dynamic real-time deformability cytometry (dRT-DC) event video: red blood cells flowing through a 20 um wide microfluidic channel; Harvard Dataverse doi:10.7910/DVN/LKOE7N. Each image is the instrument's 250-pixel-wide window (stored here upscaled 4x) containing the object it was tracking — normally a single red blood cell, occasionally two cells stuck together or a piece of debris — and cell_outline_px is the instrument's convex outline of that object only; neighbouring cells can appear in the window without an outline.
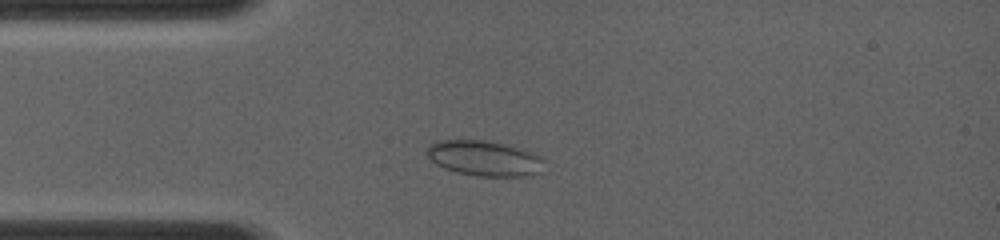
{"species": "common noctule bat (a hibernating species)", "species_latin": "Nyctalus noctula", "temperature_condition": "room temperature", "stored_images_in_passage": 27, "camera_frame_rate_fps": 4000, "um_per_image_px": 0.085, "animal": {"sex": "female", "body_mass_g": 19.0, "forearm_length_mm": 56.7}, "frame": {"image": 1, "passage_image": 5, "time_ms": 1.75, "image_size_px": [1000, 240], "cell_outline_px": [[544, 160], [540, 172], [528, 176], [476, 176], [456, 172], [444, 168], [436, 164], [428, 156], [424, 148], [428, 144], [436, 140], [488, 140], [512, 144], [532, 152], [540, 156]], "centroid_in_image_um": [41.15, 13.43], "position_along_channel_um": 43.8, "area_um2": 24.62}}
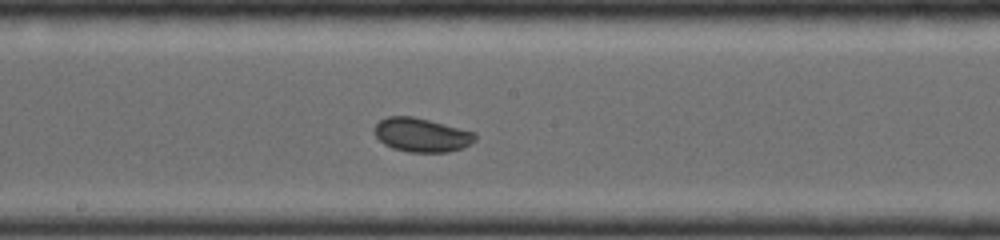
{"frame": {"image": 2, "passage_image": 15, "time_ms": 5.75, "image_size_px": [1000, 240], "cell_outline_px": [[476, 140], [464, 148], [448, 152], [408, 152], [392, 148], [384, 144], [376, 136], [376, 124], [380, 120], [388, 116], [412, 116], [476, 132]], "centroid_in_image_um": [35.87, 11.48], "position_along_channel_um": 212.3, "area_um2": 19.83}}
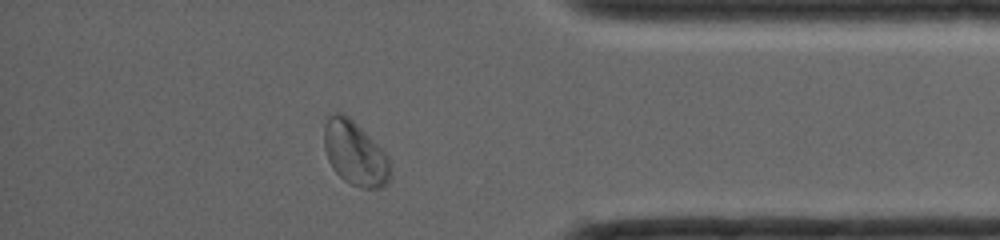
{"frame": {"image": 3, "passage_image": 25, "time_ms": 10.25, "image_size_px": [1000, 240], "cell_outline_px": [[392, 164], [388, 184], [380, 188], [360, 188], [344, 180], [332, 168], [328, 160], [324, 148], [324, 124], [328, 116], [336, 112], [340, 112], [348, 116], [388, 156]], "centroid_in_image_um": [30.17, 13.05], "position_along_channel_um": 405.0, "area_um2": 24.68}}